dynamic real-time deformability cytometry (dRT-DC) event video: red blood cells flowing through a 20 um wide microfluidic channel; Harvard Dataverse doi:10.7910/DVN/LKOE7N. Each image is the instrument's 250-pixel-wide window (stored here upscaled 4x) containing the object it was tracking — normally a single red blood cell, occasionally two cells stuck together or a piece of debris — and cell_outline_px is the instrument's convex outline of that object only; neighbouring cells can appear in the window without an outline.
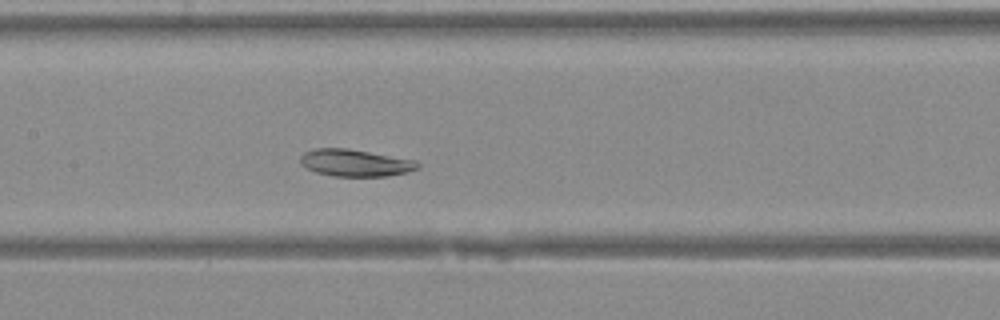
{"species": "Egyptian fruit bat (a non-hibernating species)", "species_latin": "Rousettus aegyptiacus", "temperature_condition": "warm", "stored_images_in_passage": 31, "camera_frame_rate_fps": 3000, "um_per_image_px": 0.085, "animal": {"sex": "female"}, "frame": {"image": 1, "passage_image": 17, "time_ms": 5.333, "image_size_px": [1000, 320], "cell_outline_px": [[420, 168], [408, 172], [388, 176], [332, 176], [316, 172], [300, 164], [300, 156], [304, 152], [316, 148], [348, 148], [416, 160], [420, 164]], "centroid_in_image_um": [30.21, 13.84], "position_along_channel_um": 177.2, "area_um2": 18.61}}
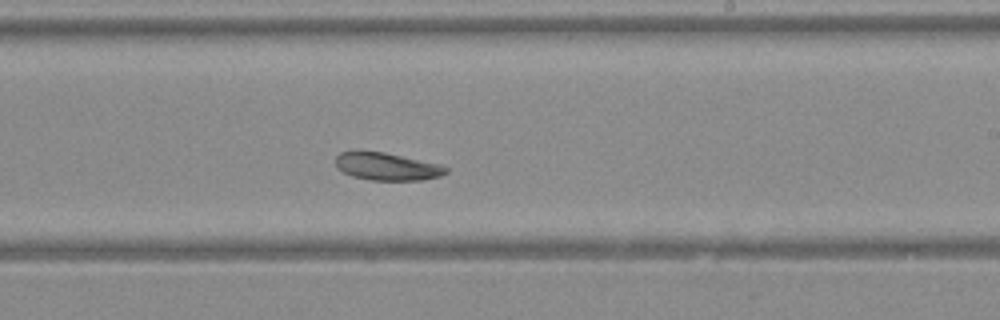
{"frame": {"image": 2, "passage_image": 22, "time_ms": 7.0, "image_size_px": [1000, 320], "cell_outline_px": [[448, 172], [440, 176], [424, 180], [372, 180], [352, 176], [336, 168], [336, 156], [340, 152], [384, 152], [440, 164], [448, 168]], "centroid_in_image_um": [32.92, 14.16], "position_along_channel_um": 256.1, "area_um2": 17.57}}
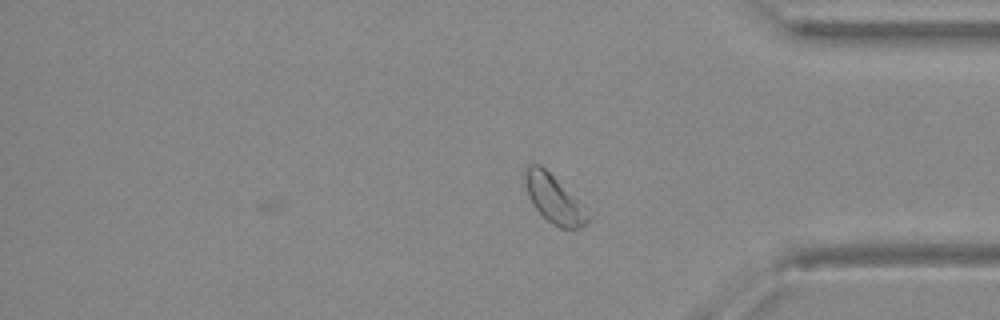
{"frame": {"image": 3, "passage_image": 31, "time_ms": 10.0, "image_size_px": [1000, 320], "cell_outline_px": [[596, 212], [592, 220], [588, 224], [580, 228], [560, 228], [552, 224], [532, 204], [528, 196], [524, 184], [524, 172], [528, 164], [540, 164]], "centroid_in_image_um": [47.23, 16.94], "position_along_channel_um": 388.0, "area_um2": 18.79}}